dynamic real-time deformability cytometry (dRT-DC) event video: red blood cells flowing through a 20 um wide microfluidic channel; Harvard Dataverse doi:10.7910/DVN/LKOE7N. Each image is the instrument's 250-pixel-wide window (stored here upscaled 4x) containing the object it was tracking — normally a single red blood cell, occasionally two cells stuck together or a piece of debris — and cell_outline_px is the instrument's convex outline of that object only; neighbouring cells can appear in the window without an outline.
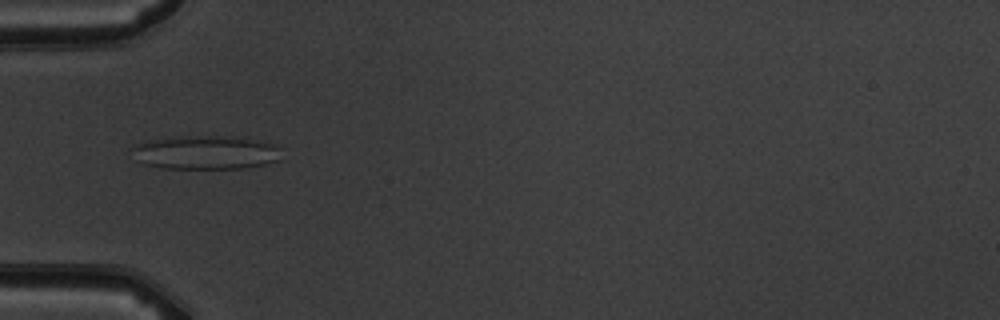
{"species": "common noctule bat (a hibernating species)", "species_latin": "Nyctalus noctula", "temperature_condition": "warm", "stored_images_in_passage": 5, "camera_frame_rate_fps": 3000, "um_per_image_px": 0.085, "animal": {"sex": "male", "body_mass_g": 19.5, "forearm_length_mm": 54.6}, "frame": {"image": 1, "passage_image": 5, "time_ms": 4.667, "image_size_px": [1000, 320], "cell_outline_px": [[280, 160], [248, 168], [160, 168], [144, 164], [136, 160], [132, 148], [136, 144], [144, 140], [164, 136], [244, 136], [264, 140], [272, 144], [276, 148]], "centroid_in_image_um": [17.43, 12.93], "position_along_channel_um": 67.6, "area_um2": 29.94}}